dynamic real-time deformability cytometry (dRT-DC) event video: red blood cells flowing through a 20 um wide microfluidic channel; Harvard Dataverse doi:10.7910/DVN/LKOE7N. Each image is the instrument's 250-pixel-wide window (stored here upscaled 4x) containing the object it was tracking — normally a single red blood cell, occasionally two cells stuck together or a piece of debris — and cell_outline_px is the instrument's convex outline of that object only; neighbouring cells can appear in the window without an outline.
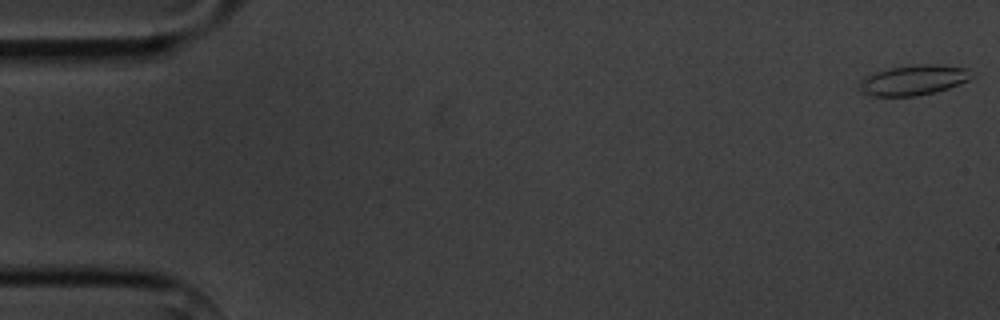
{"species": "common noctule bat (a hibernating species)", "species_latin": "Nyctalus noctula", "temperature_condition": "cold", "stored_images_in_passage": 5, "camera_frame_rate_fps": 3000, "um_per_image_px": 0.085, "animal": {"sex": "male", "body_mass_g": 20.1, "forearm_length_mm": 53.5}, "frame": {"image": 1, "passage_image": 1, "time_ms": 0.0, "image_size_px": [1000, 320], "cell_outline_px": [[972, 76], [968, 80], [960, 84], [948, 88], [916, 96], [872, 96], [864, 92], [860, 88], [860, 80], [864, 76], [876, 72], [892, 68], [916, 64], [936, 64], [968, 68]], "centroid_in_image_um": [77.66, 6.8], "position_along_channel_um": 7.3, "area_um2": 19.48}}